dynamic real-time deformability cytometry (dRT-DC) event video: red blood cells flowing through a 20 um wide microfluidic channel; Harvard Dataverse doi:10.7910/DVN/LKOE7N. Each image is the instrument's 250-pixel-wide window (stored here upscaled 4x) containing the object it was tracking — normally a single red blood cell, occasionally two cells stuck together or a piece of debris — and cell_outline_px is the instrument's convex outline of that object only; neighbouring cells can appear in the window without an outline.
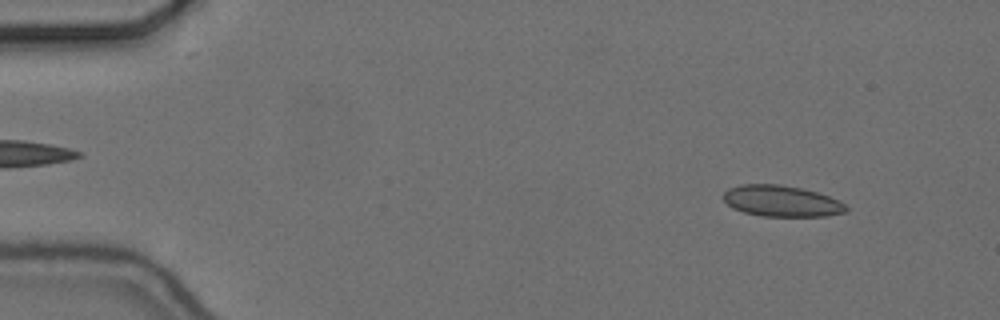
{"species": "common noctule bat (a hibernating species)", "species_latin": "Nyctalus noctula", "temperature_condition": "cold", "stored_images_in_passage": 55, "camera_frame_rate_fps": 3000, "um_per_image_px": 0.085, "animal": {"sex": "female", "body_mass_g": 24.6, "forearm_length_mm": 56.2}, "frame": {"image": 1, "passage_image": 5, "time_ms": 1.333, "image_size_px": [1000, 320], "cell_outline_px": [[848, 212], [824, 216], [760, 216], [744, 212], [732, 208], [724, 200], [724, 192], [728, 188], [740, 184], [780, 184], [804, 188], [828, 196], [844, 204], [848, 208]], "centroid_in_image_um": [66.41, 17.08], "position_along_channel_um": 18.6, "area_um2": 22.31}}
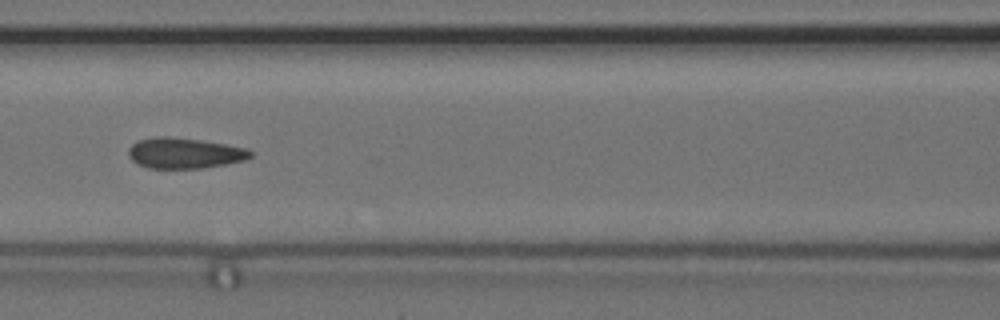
{"frame": {"image": 2, "passage_image": 24, "time_ms": 7.667, "image_size_px": [1000, 320], "cell_outline_px": [[252, 156], [244, 160], [224, 164], [200, 168], [148, 168], [136, 164], [128, 156], [128, 148], [136, 140], [156, 136], [168, 136], [200, 140], [248, 148], [252, 152]], "centroid_in_image_um": [15.63, 13.01], "position_along_channel_um": 151.0, "area_um2": 21.85}}
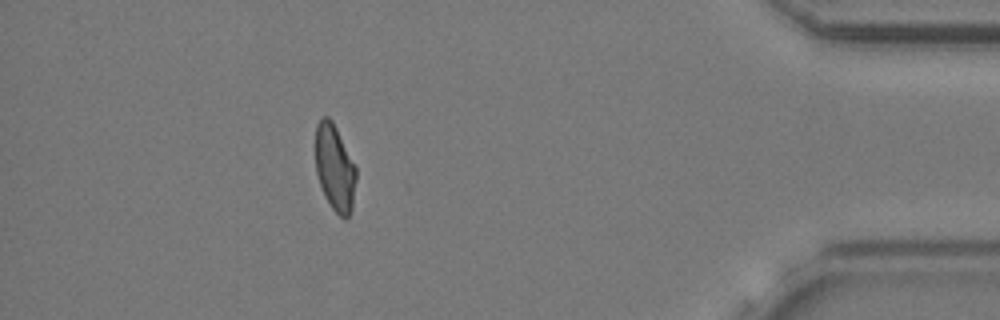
{"frame": {"image": 3, "passage_image": 49, "time_ms": 16.0, "image_size_px": [1000, 320], "cell_outline_px": [[356, 180], [352, 208], [348, 216], [344, 220], [332, 208], [324, 196], [316, 172], [316, 124], [324, 116], [328, 116], [332, 120], [356, 168]], "centroid_in_image_um": [28.45, 14.28], "position_along_channel_um": 406.7, "area_um2": 20.23}, "authors_computed_cell_mechanics": {"area_um2": 21.4438, "velocity_mm_per_s": 3.6697, "shape_relaxation_time_tau1_ms": 11.2694, "shape_relaxation_time_tau2_ms": 1.5463, "deformation_change_tau1": 0.181, "deformation_change_tau2": 0.0905}}